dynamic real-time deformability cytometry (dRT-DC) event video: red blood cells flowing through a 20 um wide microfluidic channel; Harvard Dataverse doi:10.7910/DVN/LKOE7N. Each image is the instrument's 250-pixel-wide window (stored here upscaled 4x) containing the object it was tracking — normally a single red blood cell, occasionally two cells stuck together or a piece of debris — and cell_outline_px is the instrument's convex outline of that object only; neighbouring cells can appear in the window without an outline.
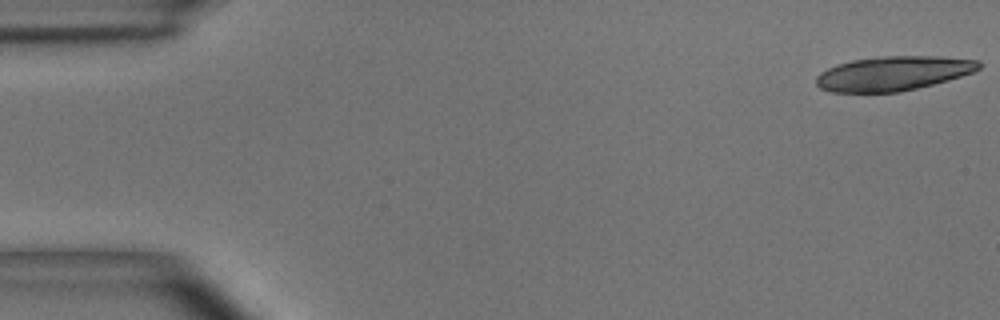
{"species": "common noctule bat (a hibernating species)", "species_latin": "Nyctalus noctula", "temperature_condition": "room temperature", "stored_images_in_passage": 19, "camera_frame_rate_fps": 3000, "um_per_image_px": 0.085, "animal": {"sex": "male", "body_mass_g": 15.6}, "frame": {"image": 1, "passage_image": 1, "time_ms": 0.0, "image_size_px": [1000, 320], "cell_outline_px": [[980, 68], [972, 72], [948, 80], [900, 92], [828, 92], [820, 88], [816, 84], [816, 76], [820, 72], [836, 64], [852, 60], [884, 56], [936, 56], [980, 60]], "centroid_in_image_um": [75.88, 6.24], "position_along_channel_um": 9.1, "area_um2": 32.54}}